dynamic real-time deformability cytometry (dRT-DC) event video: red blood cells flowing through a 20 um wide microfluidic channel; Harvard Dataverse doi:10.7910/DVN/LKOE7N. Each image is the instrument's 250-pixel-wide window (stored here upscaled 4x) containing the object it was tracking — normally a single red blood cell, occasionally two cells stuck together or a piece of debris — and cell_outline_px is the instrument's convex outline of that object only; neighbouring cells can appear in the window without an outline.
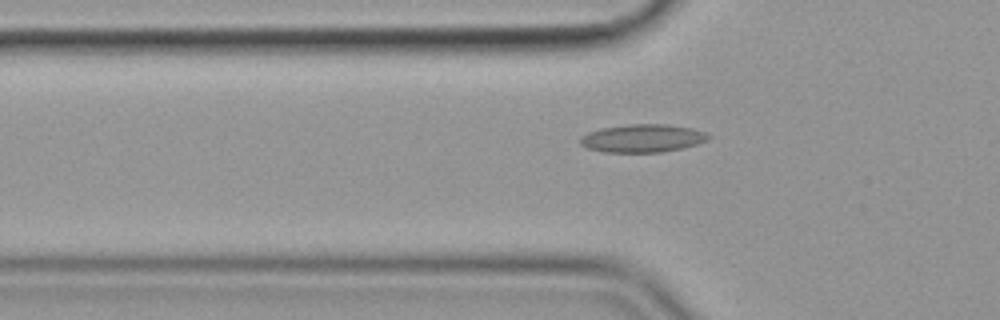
{"species": "common noctule bat (a hibernating species)", "species_latin": "Nyctalus noctula", "temperature_condition": "cold", "stored_images_in_passage": 51, "camera_frame_rate_fps": 3000, "um_per_image_px": 0.085, "animal": {"sex": "female", "body_mass_g": 19.9}, "frame": {"image": 1, "passage_image": 19, "time_ms": 6.0, "image_size_px": [1000, 320], "cell_outline_px": [[712, 136], [708, 140], [696, 144], [680, 148], [660, 152], [604, 152], [588, 148], [580, 144], [580, 136], [588, 132], [600, 128], [628, 124], [668, 124], [692, 128], [704, 132]], "centroid_in_image_um": [54.6, 11.74], "position_along_channel_um": 71.2, "area_um2": 20.92}}
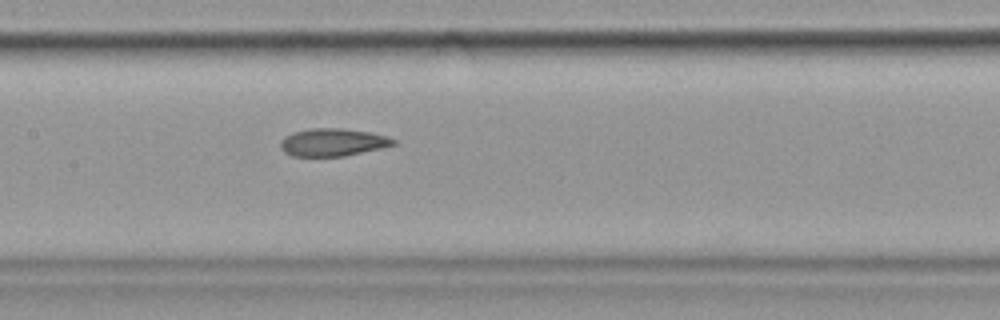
{"frame": {"image": 2, "passage_image": 28, "time_ms": 9.0, "image_size_px": [1000, 320], "cell_outline_px": [[396, 144], [384, 148], [344, 156], [292, 156], [284, 152], [280, 148], [280, 140], [284, 136], [292, 132], [312, 128], [340, 128], [372, 132], [396, 140]], "centroid_in_image_um": [28.27, 12.09], "position_along_channel_um": 179.1, "area_um2": 18.38}}
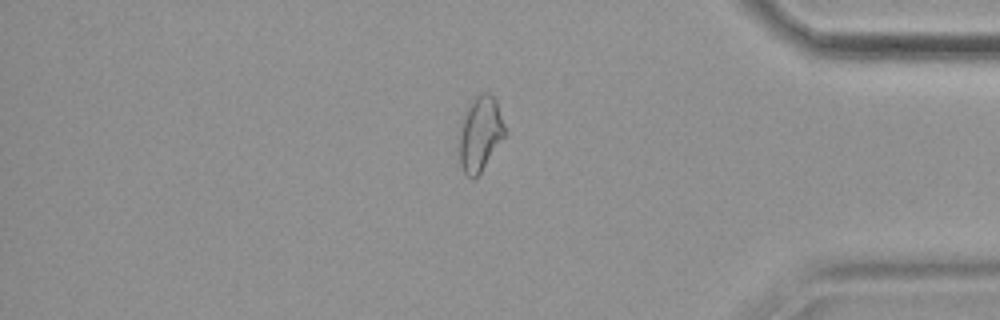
{"frame": {"image": 3, "passage_image": 48, "time_ms": 15.667, "image_size_px": [1000, 320], "cell_outline_px": [[508, 136], [480, 172], [472, 180], [464, 172], [460, 164], [456, 136], [460, 120], [468, 104], [480, 92], [488, 92], [496, 100], [508, 132]], "centroid_in_image_um": [40.8, 11.36], "position_along_channel_um": 394.4, "area_um2": 21.1}}